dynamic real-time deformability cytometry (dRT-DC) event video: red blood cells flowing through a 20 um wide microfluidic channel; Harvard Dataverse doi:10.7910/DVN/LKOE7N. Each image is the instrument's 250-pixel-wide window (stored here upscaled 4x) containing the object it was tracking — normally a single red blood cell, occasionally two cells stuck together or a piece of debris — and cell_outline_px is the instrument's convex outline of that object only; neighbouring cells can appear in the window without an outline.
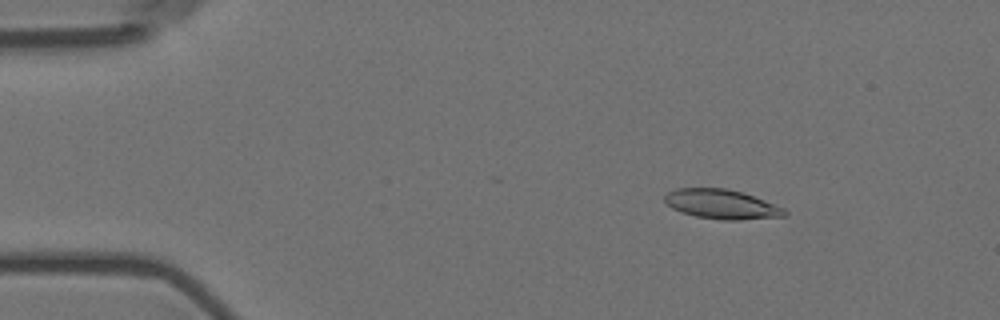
{"species": "Egyptian fruit bat (a non-hibernating species)", "species_latin": "Rousettus aegyptiacus", "temperature_condition": "room temperature", "stored_images_in_passage": 48, "camera_frame_rate_fps": 3000, "um_per_image_px": 0.085, "animal": {"sex": "female"}, "frame": {"image": 1, "passage_image": 8, "time_ms": 2.333, "image_size_px": [1000, 320], "cell_outline_px": [[788, 212], [784, 216], [740, 220], [720, 220], [696, 216], [680, 212], [672, 208], [664, 200], [664, 196], [668, 192], [676, 188], [724, 188], [740, 192], [764, 200], [784, 208]], "centroid_in_image_um": [61.31, 17.36], "position_along_channel_um": 23.7, "area_um2": 20.46}}
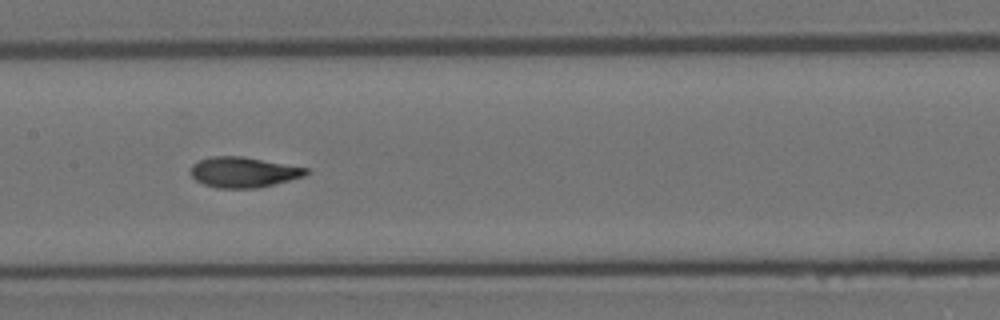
{"frame": {"image": 2, "passage_image": 28, "time_ms": 9.0, "image_size_px": [1000, 320], "cell_outline_px": [[312, 172], [304, 176], [260, 188], [216, 188], [204, 184], [196, 180], [192, 176], [192, 164], [200, 160], [212, 156], [244, 156], [308, 168]], "centroid_in_image_um": [20.73, 14.64], "position_along_channel_um": 186.7, "area_um2": 20.52}}
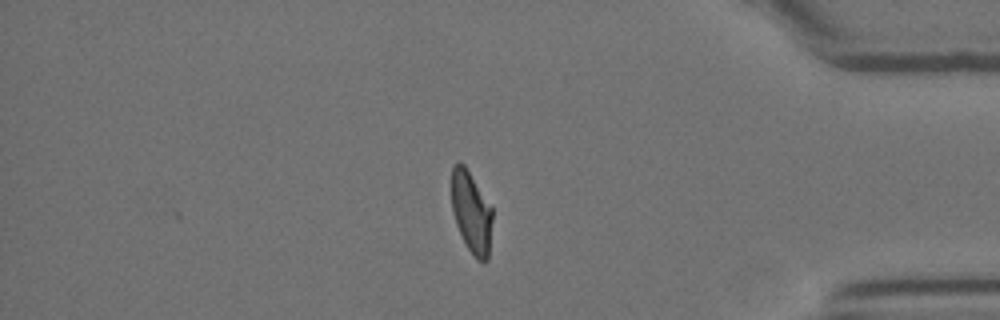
{"frame": {"image": 3, "passage_image": 48, "time_ms": 15.667, "image_size_px": [1000, 320], "cell_outline_px": [[492, 220], [488, 260], [480, 260], [468, 248], [456, 224], [452, 212], [452, 168], [460, 160], [464, 164], [492, 208]], "centroid_in_image_um": [40.06, 18.01], "position_along_channel_um": 395.1, "area_um2": 18.96}, "authors_computed_cell_mechanics": {"area_um2": 20.4901, "velocity_mm_per_s": 3.5712, "shape_relaxation_time_tau1_ms": 4.519, "shape_relaxation_time_tau2_ms": 1.3025, "deformation_change_tau1": 0.1671, "deformation_change_tau2": 0.0747}}